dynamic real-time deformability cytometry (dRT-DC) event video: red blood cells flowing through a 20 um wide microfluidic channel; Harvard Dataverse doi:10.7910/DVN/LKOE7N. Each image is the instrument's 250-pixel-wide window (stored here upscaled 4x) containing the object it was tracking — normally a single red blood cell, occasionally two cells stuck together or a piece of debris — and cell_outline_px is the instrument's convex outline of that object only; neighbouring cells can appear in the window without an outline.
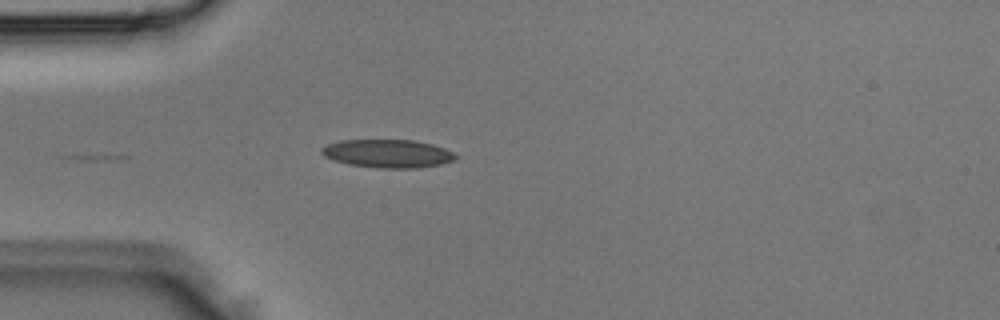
{"species": "Egyptian fruit bat (a non-hibernating species)", "species_latin": "Rousettus aegyptiacus", "temperature_condition": "room temperature", "stored_images_in_passage": 3, "camera_frame_rate_fps": 3000, "um_per_image_px": 0.085, "animal": {"sex": "male"}, "frame": {"image": 1, "passage_image": 3, "time_ms": 0.667, "image_size_px": [1000, 320], "cell_outline_px": [[456, 156], [452, 160], [440, 164], [420, 168], [380, 168], [348, 164], [324, 156], [320, 152], [320, 148], [328, 144], [340, 140], [416, 140], [432, 144], [444, 148], [452, 152]], "centroid_in_image_um": [32.93, 13.05], "position_along_channel_um": 52.1, "area_um2": 21.91}}